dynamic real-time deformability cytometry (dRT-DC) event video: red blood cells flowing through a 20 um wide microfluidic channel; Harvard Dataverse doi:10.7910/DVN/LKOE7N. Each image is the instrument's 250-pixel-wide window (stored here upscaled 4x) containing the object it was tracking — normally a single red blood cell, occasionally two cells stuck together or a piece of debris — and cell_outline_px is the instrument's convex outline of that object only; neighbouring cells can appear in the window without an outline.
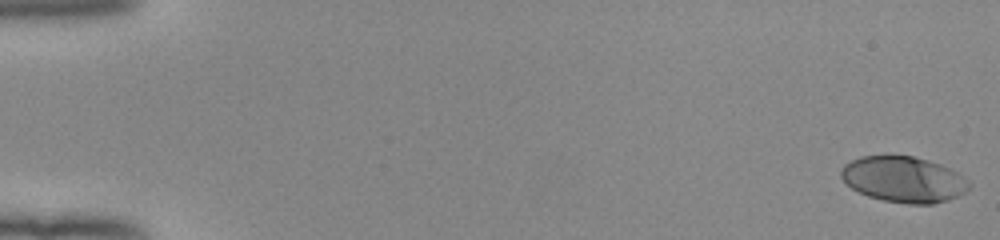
{"species": "human", "species_latin": "Homo sapiens", "temperature_condition": "room temperature", "stored_images_in_passage": 53, "camera_frame_rate_fps": 3000, "um_per_image_px": 0.085, "donor": {"sex": "female"}, "frame": {"image": 1, "passage_image": 1, "time_ms": 0.0, "image_size_px": [1000, 240], "cell_outline_px": [[972, 184], [964, 192], [948, 200], [932, 204], [908, 204], [884, 200], [868, 196], [852, 188], [840, 176], [840, 168], [844, 164], [860, 156], [888, 152], [912, 156], [928, 160], [940, 164], [956, 172], [968, 180]], "centroid_in_image_um": [76.76, 15.2], "position_along_channel_um": 8.2, "area_um2": 34.74}}
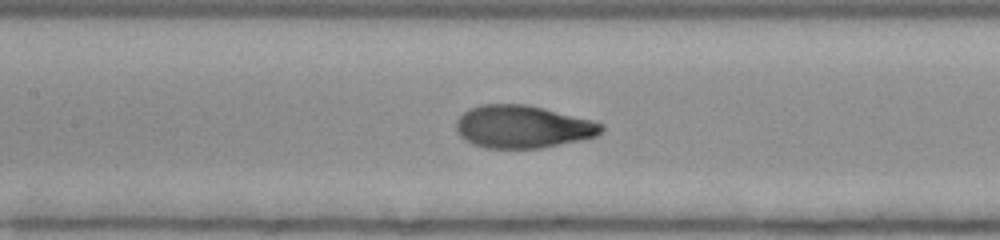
{"frame": {"image": 2, "passage_image": 26, "time_ms": 8.333, "image_size_px": [1000, 240], "cell_outline_px": [[604, 128], [596, 136], [580, 140], [540, 148], [484, 148], [472, 144], [460, 136], [456, 132], [456, 120], [468, 108], [480, 104], [528, 104], [592, 120], [604, 124]], "centroid_in_image_um": [44.4, 10.76], "position_along_channel_um": 163.0, "area_um2": 36.24}}
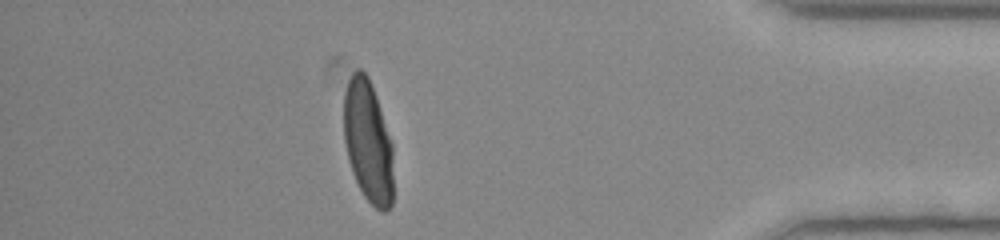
{"frame": {"image": 3, "passage_image": 47, "time_ms": 15.333, "image_size_px": [1000, 240], "cell_outline_px": [[392, 204], [384, 212], [380, 212], [364, 196], [352, 172], [348, 160], [344, 140], [344, 92], [348, 80], [352, 72], [356, 68], [360, 68], [368, 76], [376, 96], [392, 144]], "centroid_in_image_um": [31.26, 12.01], "position_along_channel_um": 403.9, "area_um2": 35.14}, "authors_computed_cell_mechanics": {"area_um2": 35.8938, "velocity_mm_per_s": 3.979, "shape_relaxation_time_tau1_ms": 3.6897, "shape_relaxation_time_tau2_ms": null, "deformation_change_tau1": 0.2087, "deformation_change_tau2": null}}